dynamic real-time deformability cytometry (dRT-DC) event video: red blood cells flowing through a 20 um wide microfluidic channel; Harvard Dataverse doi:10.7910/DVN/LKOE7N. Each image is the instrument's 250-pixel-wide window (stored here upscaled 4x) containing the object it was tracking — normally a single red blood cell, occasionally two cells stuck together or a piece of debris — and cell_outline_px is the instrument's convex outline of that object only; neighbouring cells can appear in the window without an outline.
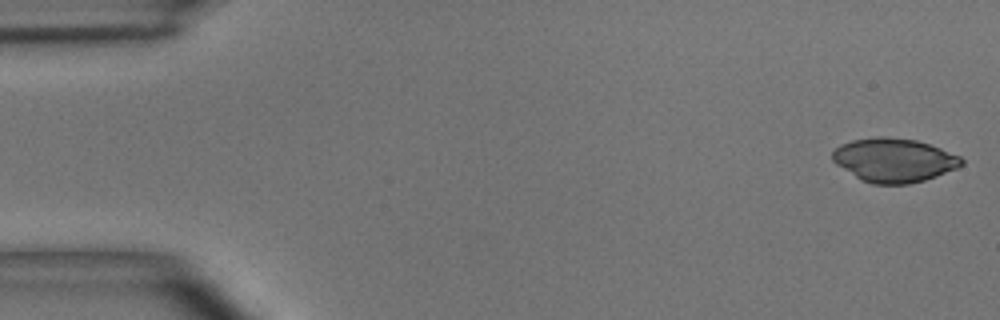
{"species": "common noctule bat (a hibernating species)", "species_latin": "Nyctalus noctula", "temperature_condition": "room temperature", "stored_images_in_passage": 49, "camera_frame_rate_fps": 3000, "um_per_image_px": 0.085, "animal": {"sex": "male", "body_mass_g": 15.6}, "frame": {"image": 1, "passage_image": 1, "time_ms": 0.0, "image_size_px": [1000, 320], "cell_outline_px": [[964, 164], [956, 168], [936, 176], [924, 180], [908, 184], [872, 184], [860, 180], [836, 164], [832, 160], [832, 152], [840, 144], [852, 140], [876, 136], [888, 136], [916, 140], [940, 148], [960, 156], [964, 160]], "centroid_in_image_um": [75.96, 13.61], "position_along_channel_um": 9.0, "area_um2": 33.06}}